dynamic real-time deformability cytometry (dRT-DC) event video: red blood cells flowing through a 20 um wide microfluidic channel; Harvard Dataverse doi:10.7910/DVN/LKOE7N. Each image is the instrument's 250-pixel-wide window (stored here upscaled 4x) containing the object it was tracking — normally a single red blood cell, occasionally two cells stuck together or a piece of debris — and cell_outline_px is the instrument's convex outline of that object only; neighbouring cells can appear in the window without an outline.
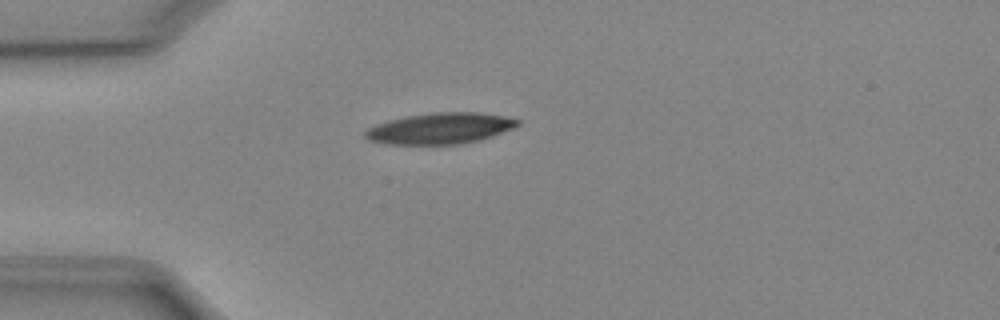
{"species": "Egyptian fruit bat (a non-hibernating species)", "species_latin": "Rousettus aegyptiacus", "temperature_condition": "cold", "stored_images_in_passage": 39, "camera_frame_rate_fps": 3000, "um_per_image_px": 0.085, "animal": {"sex": "female"}, "frame": {"image": 1, "passage_image": 1, "time_ms": 0.0, "image_size_px": [1000, 320], "cell_outline_px": [[520, 124], [512, 128], [492, 136], [480, 140], [464, 144], [384, 144], [368, 140], [360, 136], [368, 128], [376, 124], [388, 120], [408, 116], [432, 112], [480, 112], [504, 116], [520, 120]], "centroid_in_image_um": [37.37, 10.92], "position_along_channel_um": 47.6, "area_um2": 27.8}}
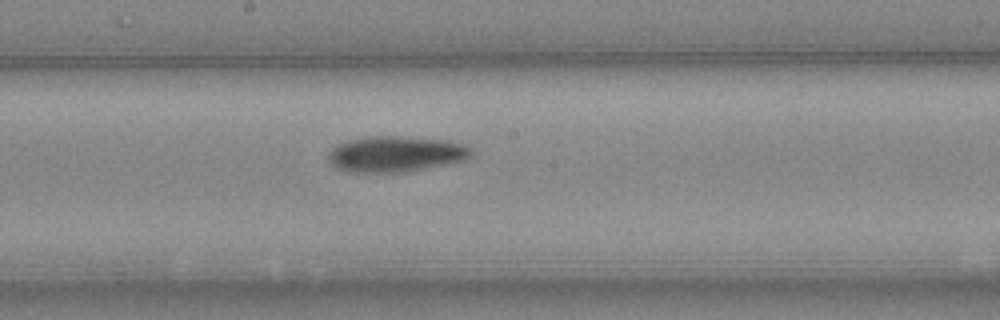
{"frame": {"image": 2, "passage_image": 15, "time_ms": 4.667, "image_size_px": [1000, 320], "cell_outline_px": [[472, 156], [464, 160], [404, 172], [348, 172], [336, 168], [328, 160], [328, 156], [332, 148], [348, 140], [372, 136], [400, 136], [452, 140], [464, 144], [472, 148]], "centroid_in_image_um": [33.66, 13.08], "position_along_channel_um": 214.5, "area_um2": 29.82}}
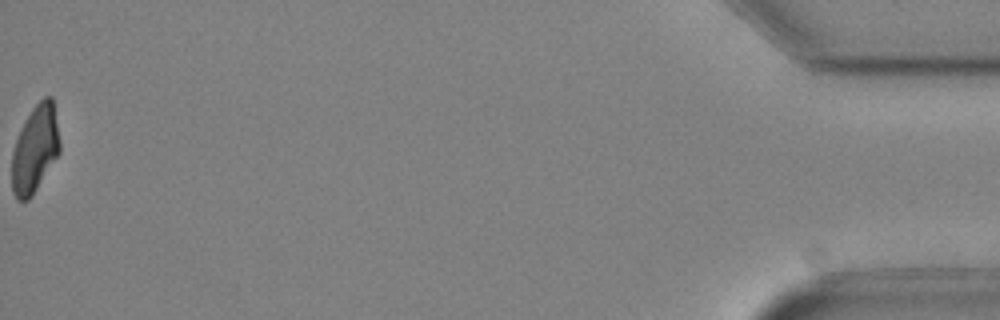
{"frame": {"image": 3, "passage_image": 39, "time_ms": 12.667, "image_size_px": [1000, 320], "cell_outline_px": [[60, 152], [32, 196], [28, 200], [16, 200], [12, 192], [12, 152], [16, 140], [32, 108], [44, 96], [52, 96], [60, 140]], "centroid_in_image_um": [2.98, 12.69], "position_along_channel_um": 432.2, "area_um2": 24.16}, "authors_computed_cell_mechanics": {"area_um2": 27.8018, "velocity_mm_per_s": 3.9405, "shape_relaxation_time_tau1_ms": 6.2371, "shape_relaxation_time_tau2_ms": null, "deformation_change_tau1": 0.1685, "deformation_change_tau2": null}}